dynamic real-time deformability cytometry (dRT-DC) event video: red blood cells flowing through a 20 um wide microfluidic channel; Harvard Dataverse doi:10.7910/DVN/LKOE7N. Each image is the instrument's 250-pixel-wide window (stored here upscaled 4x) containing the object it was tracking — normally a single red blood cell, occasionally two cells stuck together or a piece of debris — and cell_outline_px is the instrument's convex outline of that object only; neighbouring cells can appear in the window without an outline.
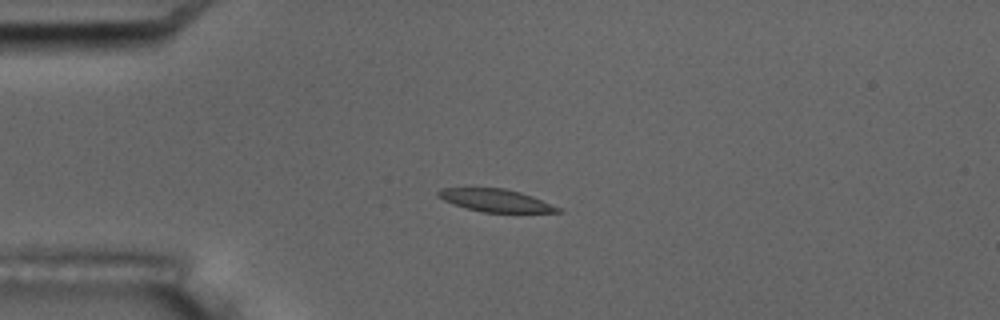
{"species": "common noctule bat (a hibernating species)", "species_latin": "Nyctalus noctula", "temperature_condition": "room temperature", "stored_images_in_passage": 9, "camera_frame_rate_fps": 3000, "um_per_image_px": 0.085, "animal": {"sex": "male", "body_mass_g": 17.5, "forearm_length_mm": 52.3}, "frame": {"image": 1, "passage_image": 4, "time_ms": 3.333, "image_size_px": [1000, 320], "cell_outline_px": [[564, 212], [484, 212], [452, 204], [436, 196], [436, 192], [440, 188], [504, 188], [520, 192], [532, 196], [564, 208]], "centroid_in_image_um": [42.16, 17.03], "position_along_channel_um": 42.8, "area_um2": 15.84}}
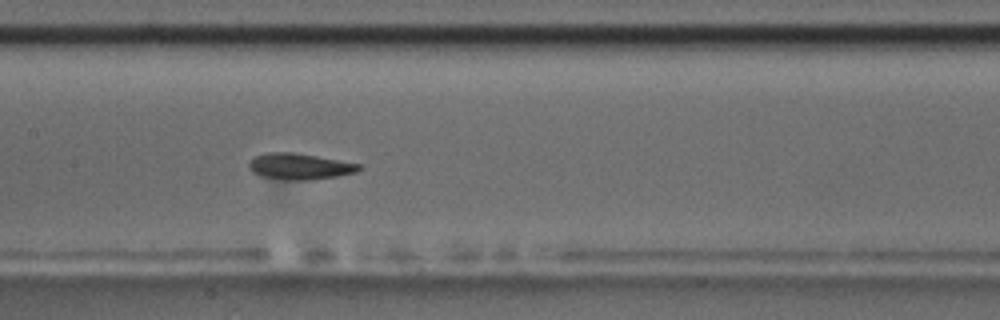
{"frame": {"image": 2, "passage_image": 8, "time_ms": 8.0, "image_size_px": [1000, 320], "cell_outline_px": [[364, 168], [356, 172], [336, 176], [312, 180], [292, 180], [260, 176], [252, 172], [248, 168], [248, 164], [256, 156], [264, 152], [296, 152], [360, 164]], "centroid_in_image_um": [25.47, 14.14], "position_along_channel_um": 181.9, "area_um2": 16.82}}